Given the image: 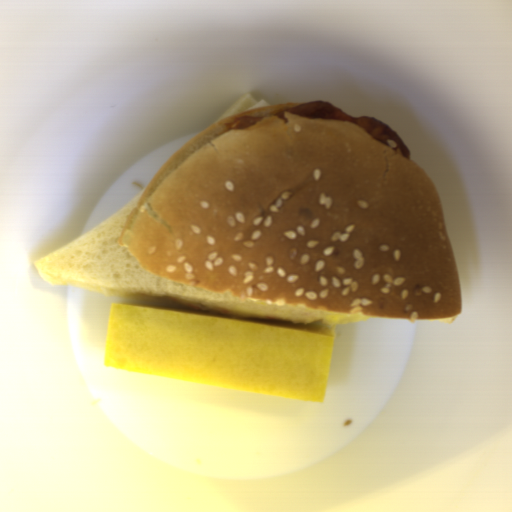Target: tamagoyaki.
I'll use <instances>...</instances> for the list:
<instances>
[{"mask_svg": "<svg viewBox=\"0 0 512 512\" xmlns=\"http://www.w3.org/2000/svg\"><path fill=\"white\" fill-rule=\"evenodd\" d=\"M335 329L109 305L104 365L323 403Z\"/></svg>", "mask_w": 512, "mask_h": 512, "instance_id": "tamagoyaki-1", "label": "tamagoyaki"}]
</instances>
